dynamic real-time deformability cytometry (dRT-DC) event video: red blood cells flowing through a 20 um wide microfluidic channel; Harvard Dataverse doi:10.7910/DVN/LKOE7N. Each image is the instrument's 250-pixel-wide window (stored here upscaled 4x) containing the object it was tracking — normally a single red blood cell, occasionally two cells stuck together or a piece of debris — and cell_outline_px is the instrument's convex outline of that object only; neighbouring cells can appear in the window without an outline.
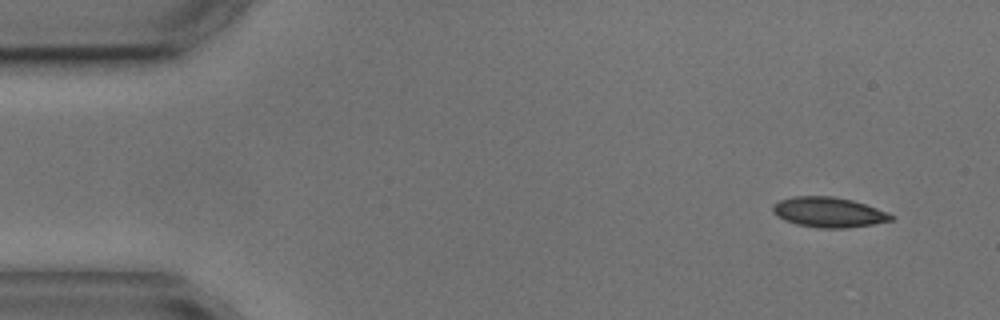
{"species": "common noctule bat (a hibernating species)", "species_latin": "Nyctalus noctula", "temperature_condition": "cold", "stored_images_in_passage": 4, "camera_frame_rate_fps": 3000, "um_per_image_px": 0.085, "animal": {"sex": "male", "body_mass_g": 17.9, "forearm_length_mm": 54.2}, "frame": {"image": 1, "passage_image": 1, "time_ms": 0.0, "image_size_px": [1000, 320], "cell_outline_px": [[896, 216], [892, 220], [872, 224], [848, 228], [820, 228], [796, 224], [784, 220], [776, 216], [772, 212], [772, 204], [780, 200], [792, 196], [832, 196], [852, 200], [876, 208]], "centroid_in_image_um": [70.39, 18.04], "position_along_channel_um": 14.6, "area_um2": 20.81}}
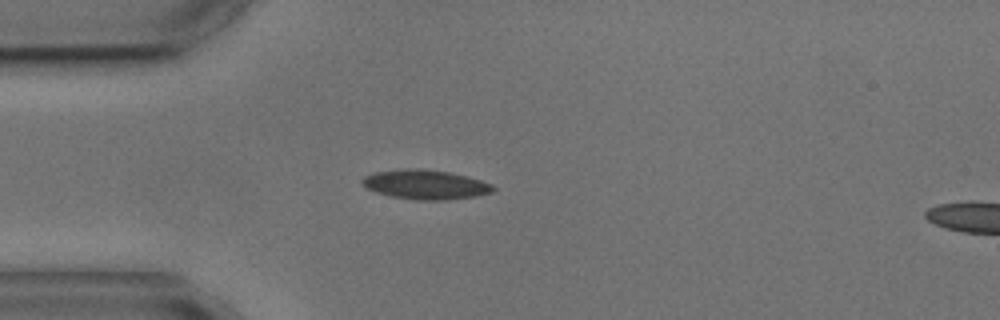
{"frame": {"image": 2, "passage_image": 3, "time_ms": 3.333, "image_size_px": [1000, 320], "cell_outline_px": [[496, 188], [492, 192], [476, 196], [448, 200], [416, 200], [392, 196], [376, 192], [360, 184], [360, 180], [364, 176], [372, 172], [408, 168], [416, 168], [448, 172], [480, 180], [492, 184]], "centroid_in_image_um": [36.13, 15.69], "position_along_channel_um": 48.9, "area_um2": 22.43}}